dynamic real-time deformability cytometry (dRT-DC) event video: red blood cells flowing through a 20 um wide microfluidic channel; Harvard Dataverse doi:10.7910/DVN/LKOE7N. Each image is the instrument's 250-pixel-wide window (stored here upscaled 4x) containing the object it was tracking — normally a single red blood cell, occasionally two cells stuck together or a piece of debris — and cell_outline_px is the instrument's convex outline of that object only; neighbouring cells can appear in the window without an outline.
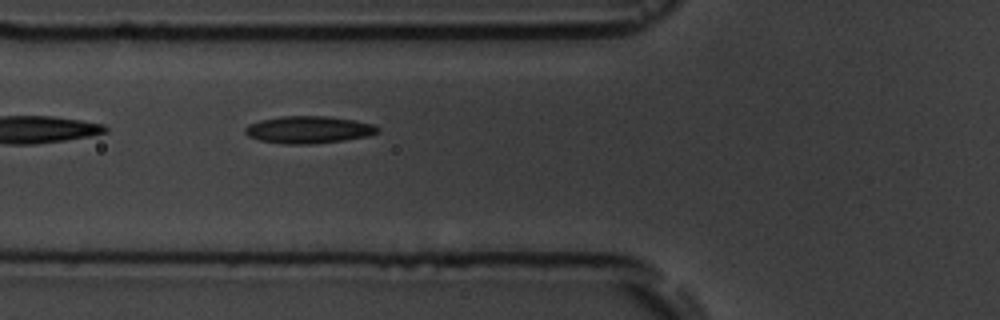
{"species": "common noctule bat (a hibernating species)", "species_latin": "Nyctalus noctula", "temperature_condition": "room temperature", "stored_images_in_passage": 6, "camera_frame_rate_fps": 3000, "um_per_image_px": 0.085, "animal": {"sex": "male", "body_mass_g": 19.5, "forearm_length_mm": 54.6}, "frame": {"image": 1, "passage_image": 6, "time_ms": 6.0, "image_size_px": [1000, 320], "cell_outline_px": [[380, 132], [368, 136], [344, 140], [312, 144], [284, 144], [260, 140], [248, 136], [244, 132], [244, 128], [248, 124], [260, 120], [280, 116], [328, 116], [356, 120], [376, 124], [380, 128]], "centroid_in_image_um": [26.26, 11.02], "position_along_channel_um": 99.5, "area_um2": 21.33}}